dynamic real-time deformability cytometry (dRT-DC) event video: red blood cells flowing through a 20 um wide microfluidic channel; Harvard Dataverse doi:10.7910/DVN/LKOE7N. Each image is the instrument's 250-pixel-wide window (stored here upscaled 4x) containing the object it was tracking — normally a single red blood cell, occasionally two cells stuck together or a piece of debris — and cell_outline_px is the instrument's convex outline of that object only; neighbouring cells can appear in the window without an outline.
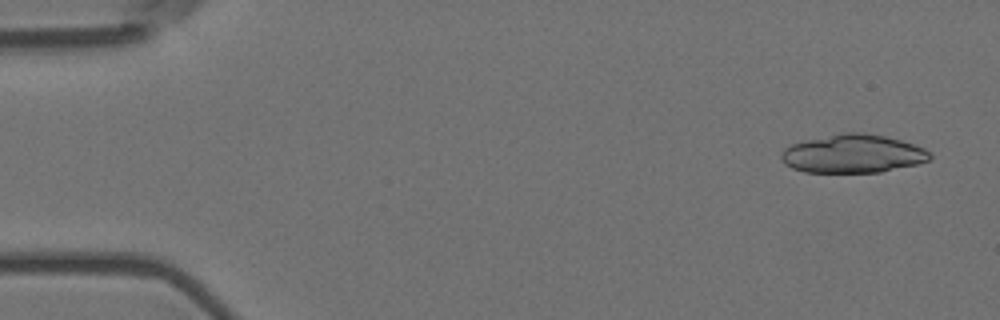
{"species": "Egyptian fruit bat (a non-hibernating species)", "species_latin": "Rousettus aegyptiacus", "temperature_condition": "room temperature", "stored_images_in_passage": 7, "camera_frame_rate_fps": 3000, "um_per_image_px": 0.085, "animal": {"sex": "female"}, "frame": {"image": 1, "passage_image": 1, "time_ms": 0.0, "image_size_px": [1000, 320], "cell_outline_px": [[932, 156], [928, 160], [916, 164], [880, 172], [804, 172], [792, 168], [784, 164], [780, 156], [784, 148], [792, 144], [808, 140], [844, 132], [864, 132], [884, 136], [900, 140], [924, 148]], "centroid_in_image_um": [72.47, 13.07], "position_along_channel_um": 12.5, "area_um2": 32.95}}